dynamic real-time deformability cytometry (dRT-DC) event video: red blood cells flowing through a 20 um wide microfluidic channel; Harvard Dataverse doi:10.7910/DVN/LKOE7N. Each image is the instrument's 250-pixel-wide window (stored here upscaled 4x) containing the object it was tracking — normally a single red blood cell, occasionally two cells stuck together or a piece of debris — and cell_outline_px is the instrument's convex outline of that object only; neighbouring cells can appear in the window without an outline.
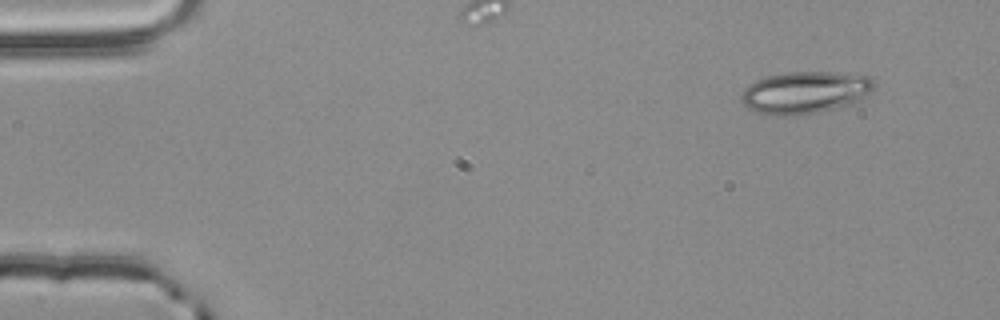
{"species": "common noctule bat (a hibernating species)", "species_latin": "Nyctalus noctula", "temperature_condition": "room temperature", "stored_images_in_passage": 6, "camera_frame_rate_fps": 3000, "um_per_image_px": 0.085, "animal": {"sex": "male", "body_mass_g": 20.4}, "frame": {"image": 1, "passage_image": 1, "time_ms": 0.0, "image_size_px": [1000, 320], "cell_outline_px": [[876, 88], [856, 104], [820, 112], [792, 116], [772, 116], [756, 112], [748, 108], [740, 100], [740, 96], [744, 88], [748, 84], [756, 80], [768, 76], [784, 72], [832, 72], [872, 76], [876, 84]], "centroid_in_image_um": [68.47, 7.87], "position_along_channel_um": 16.5, "area_um2": 33.47}}